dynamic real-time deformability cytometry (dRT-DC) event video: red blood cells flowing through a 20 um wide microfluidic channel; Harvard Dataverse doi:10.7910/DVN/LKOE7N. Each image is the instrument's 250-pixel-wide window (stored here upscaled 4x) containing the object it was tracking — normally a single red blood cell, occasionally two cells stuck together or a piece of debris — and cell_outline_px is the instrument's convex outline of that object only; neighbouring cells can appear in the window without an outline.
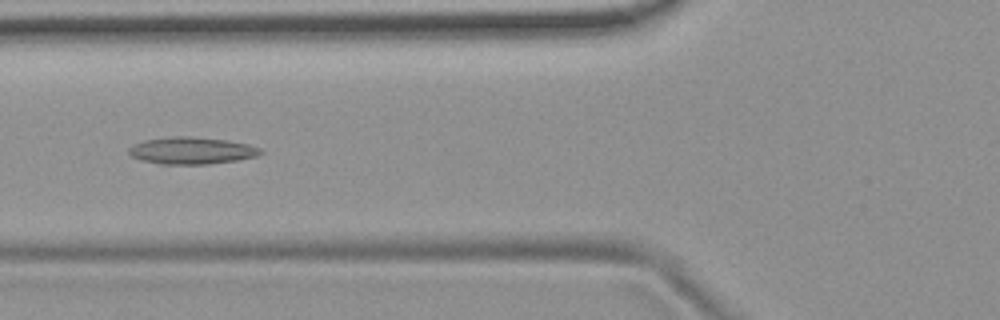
{"species": "common noctule bat (a hibernating species)", "species_latin": "Nyctalus noctula", "temperature_condition": "room temperature", "stored_images_in_passage": 31, "camera_frame_rate_fps": 3000, "um_per_image_px": 0.085, "animal": {"sex": "female", "body_mass_g": 19.9}, "frame": {"image": 1, "passage_image": 10, "time_ms": 3.0, "image_size_px": [1000, 320], "cell_outline_px": [[264, 152], [256, 156], [236, 160], [208, 164], [160, 164], [140, 160], [132, 156], [128, 152], [128, 148], [144, 140], [176, 136], [188, 136], [224, 140], [248, 144], [260, 148]], "centroid_in_image_um": [16.28, 12.81], "position_along_channel_um": 109.5, "area_um2": 20.52}}
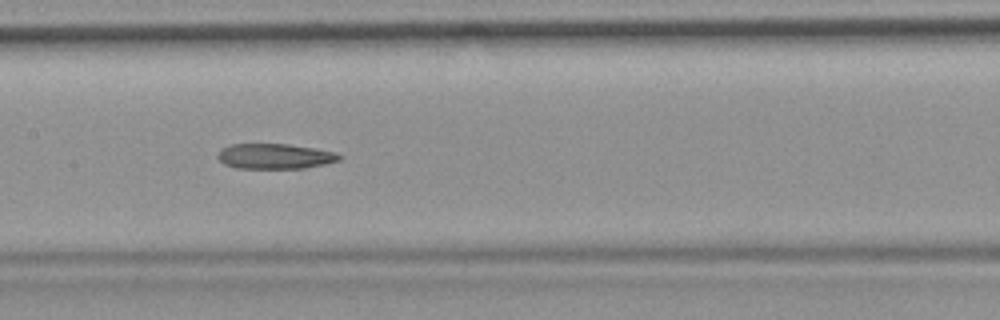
{"frame": {"image": 2, "passage_image": 16, "time_ms": 5.0, "image_size_px": [1000, 320], "cell_outline_px": [[344, 156], [340, 160], [324, 164], [304, 168], [236, 168], [224, 164], [216, 156], [220, 148], [232, 144], [288, 144], [316, 148], [336, 152]], "centroid_in_image_um": [23.37, 13.27], "position_along_channel_um": 184.0, "area_um2": 18.03}}
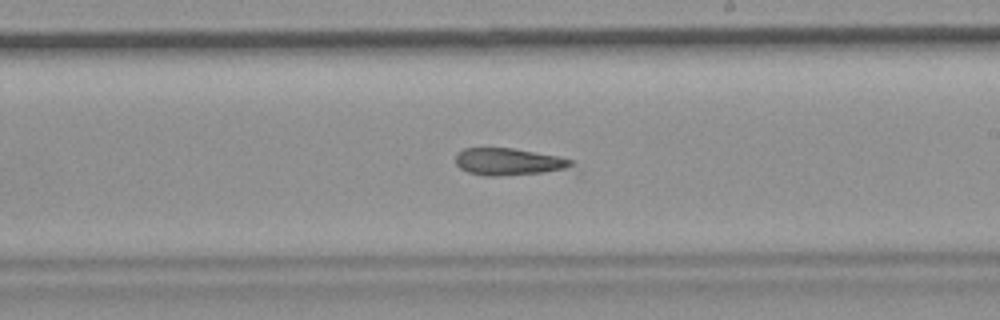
{"frame": {"image": 3, "passage_image": 21, "time_ms": 6.667, "image_size_px": [1000, 320], "cell_outline_px": [[584, 172], [580, 176], [484, 176], [468, 172], [460, 168], [456, 164], [456, 152], [464, 148], [512, 148], [556, 156], [572, 160]], "centroid_in_image_um": [43.72, 13.87], "position_along_channel_um": 245.3, "area_um2": 20.87}}